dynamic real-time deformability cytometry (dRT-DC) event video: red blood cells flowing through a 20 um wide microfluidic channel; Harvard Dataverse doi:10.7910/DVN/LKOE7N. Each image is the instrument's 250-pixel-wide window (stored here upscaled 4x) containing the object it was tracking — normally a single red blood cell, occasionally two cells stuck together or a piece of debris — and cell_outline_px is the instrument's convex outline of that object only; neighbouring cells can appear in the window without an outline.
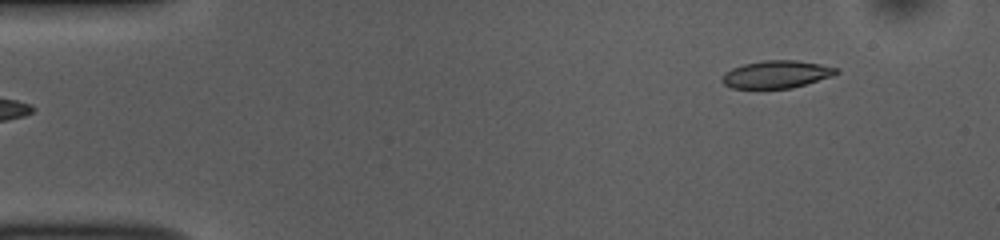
{"species": "common noctule bat (a hibernating species)", "species_latin": "Nyctalus noctula", "temperature_condition": "room temperature", "stored_images_in_passage": 48, "camera_frame_rate_fps": 3000, "um_per_image_px": 0.085, "animal": {"sex": "female", "body_mass_g": 10.0, "forearm_length_mm": 53.1}, "frame": {"image": 1, "passage_image": 1, "time_ms": 0.0, "image_size_px": [1000, 240], "cell_outline_px": [[840, 72], [832, 76], [792, 88], [732, 88], [724, 84], [720, 80], [724, 72], [732, 68], [744, 64], [764, 60], [796, 60], [820, 64], [836, 68]], "centroid_in_image_um": [65.97, 6.32], "position_along_channel_um": 19.0, "area_um2": 18.26}}
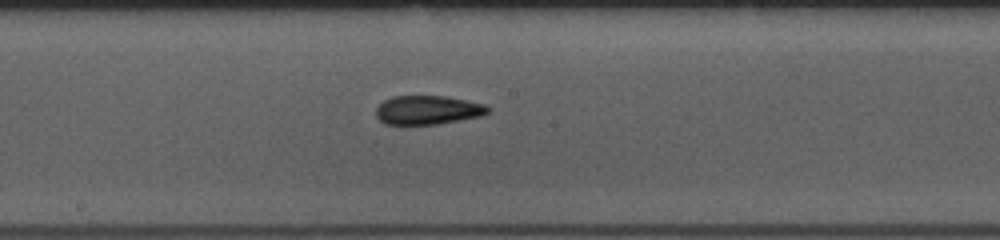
{"frame": {"image": 2, "passage_image": 23, "time_ms": 7.333, "image_size_px": [1000, 240], "cell_outline_px": [[492, 108], [484, 116], [436, 124], [384, 124], [376, 116], [376, 108], [384, 100], [392, 96], [444, 96], [484, 104]], "centroid_in_image_um": [36.37, 9.35], "position_along_channel_um": 211.8, "area_um2": 18.84}}
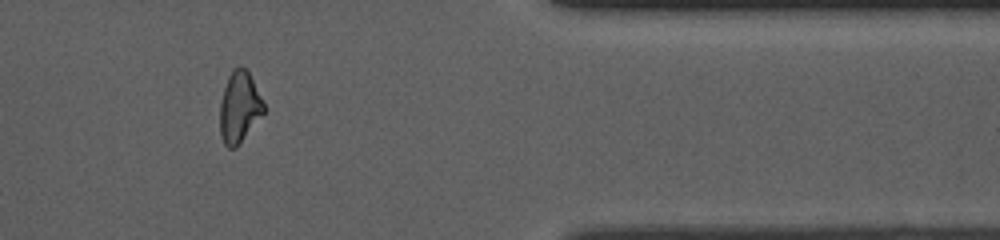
{"frame": {"image": 3, "passage_image": 39, "time_ms": 12.667, "image_size_px": [1000, 240], "cell_outline_px": [[264, 112], [236, 148], [228, 148], [224, 144], [220, 136], [220, 104], [224, 88], [228, 76], [232, 68], [244, 68], [248, 72], [264, 100]], "centroid_in_image_um": [20.34, 9.13], "position_along_channel_um": 391.1, "area_um2": 18.03}, "authors_computed_cell_mechanics": {"area_um2": 18.8139, "velocity_mm_per_s": 3.7848, "shape_relaxation_time_tau1_ms": null, "shape_relaxation_time_tau2_ms": 2.5182, "deformation_change_tau1": null, "deformation_change_tau2": 0.1041}}